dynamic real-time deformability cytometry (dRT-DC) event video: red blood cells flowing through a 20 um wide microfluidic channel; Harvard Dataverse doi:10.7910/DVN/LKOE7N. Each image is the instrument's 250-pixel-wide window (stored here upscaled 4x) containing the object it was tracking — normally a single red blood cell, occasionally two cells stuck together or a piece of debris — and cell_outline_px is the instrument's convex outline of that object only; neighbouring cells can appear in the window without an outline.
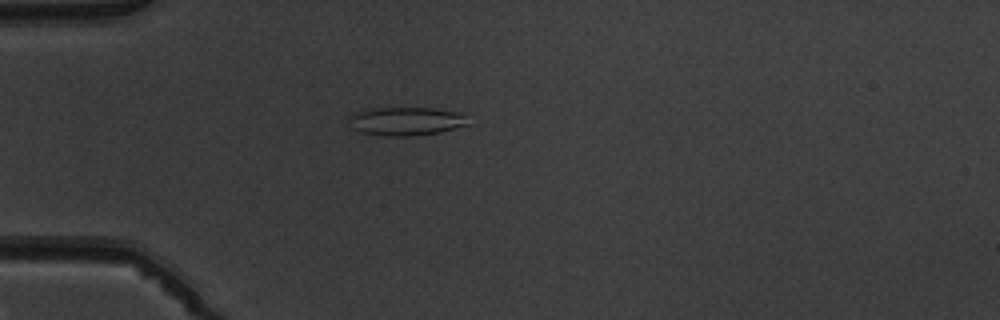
{"species": "common noctule bat (a hibernating species)", "species_latin": "Nyctalus noctula", "temperature_condition": "warm", "stored_images_in_passage": 4, "camera_frame_rate_fps": 3000, "um_per_image_px": 0.085, "animal": {"sex": "male", "body_mass_g": 19.5, "forearm_length_mm": 54.6}, "frame": {"image": 1, "passage_image": 4, "time_ms": 4.333, "image_size_px": [1000, 320], "cell_outline_px": [[468, 124], [440, 132], [412, 136], [388, 136], [360, 132], [352, 128], [348, 120], [348, 116], [352, 112], [372, 108], [432, 108], [468, 112]], "centroid_in_image_um": [34.54, 10.28], "position_along_channel_um": 50.5, "area_um2": 20.17}}